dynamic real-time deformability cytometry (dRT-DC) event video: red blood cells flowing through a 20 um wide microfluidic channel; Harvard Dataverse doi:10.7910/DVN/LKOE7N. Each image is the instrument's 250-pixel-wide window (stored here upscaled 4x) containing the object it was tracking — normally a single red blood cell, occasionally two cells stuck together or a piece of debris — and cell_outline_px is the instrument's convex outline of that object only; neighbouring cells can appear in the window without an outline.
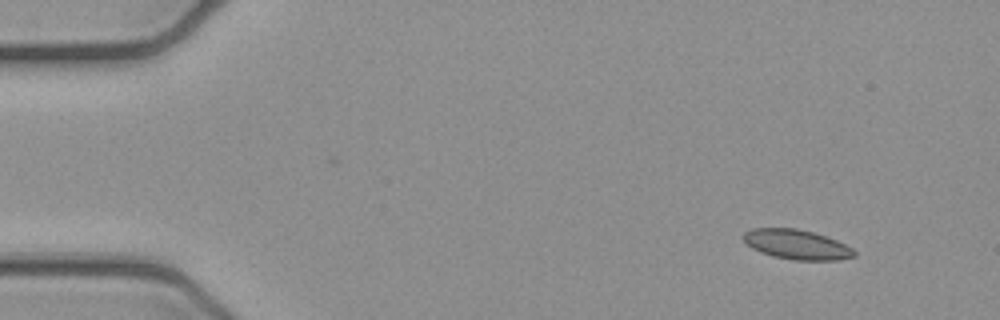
{"species": "common noctule bat (a hibernating species)", "species_latin": "Nyctalus noctula", "temperature_condition": "cold", "stored_images_in_passage": 5, "camera_frame_rate_fps": 3000, "um_per_image_px": 0.085, "animal": {"sex": "female", "body_mass_g": 21.9}, "frame": {"image": 1, "passage_image": 1, "time_ms": 0.0, "image_size_px": [1000, 320], "cell_outline_px": [[856, 256], [840, 260], [792, 260], [772, 256], [760, 252], [752, 248], [740, 236], [744, 232], [752, 228], [796, 228], [812, 232], [836, 240], [852, 248], [856, 252]], "centroid_in_image_um": [67.7, 20.78], "position_along_channel_um": 17.3, "area_um2": 19.25}}
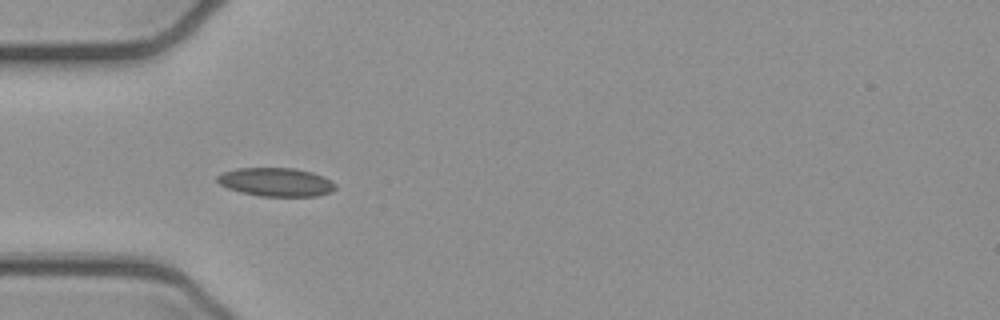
{"frame": {"image": 2, "passage_image": 4, "time_ms": 1.0, "image_size_px": [1000, 320], "cell_outline_px": [[336, 188], [332, 192], [316, 196], [260, 196], [240, 192], [228, 188], [220, 184], [216, 180], [216, 176], [224, 172], [236, 168], [296, 168], [312, 172], [324, 176], [336, 184]], "centroid_in_image_um": [23.48, 15.47], "position_along_channel_um": 61.5, "area_um2": 19.77}}
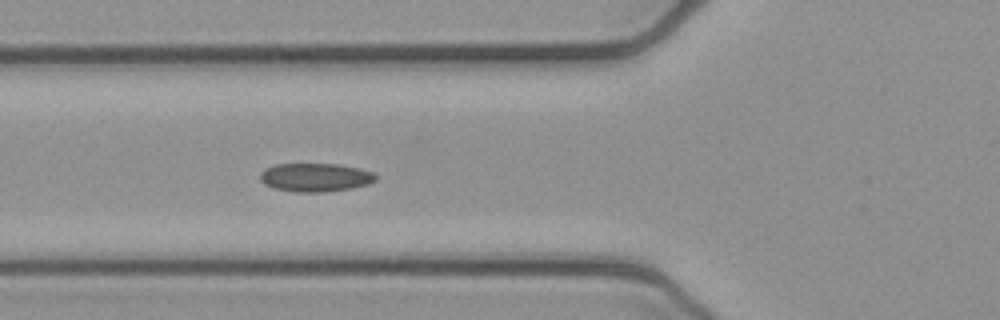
{"frame": {"image": 3, "passage_image": 5, "time_ms": 1.333, "image_size_px": [1000, 320], "cell_outline_px": [[376, 180], [368, 184], [352, 188], [324, 192], [296, 192], [272, 188], [264, 184], [260, 180], [260, 172], [264, 168], [276, 164], [336, 164], [360, 168], [372, 172], [376, 176]], "centroid_in_image_um": [26.77, 15.08], "position_along_channel_um": 99.0, "area_um2": 19.31}}